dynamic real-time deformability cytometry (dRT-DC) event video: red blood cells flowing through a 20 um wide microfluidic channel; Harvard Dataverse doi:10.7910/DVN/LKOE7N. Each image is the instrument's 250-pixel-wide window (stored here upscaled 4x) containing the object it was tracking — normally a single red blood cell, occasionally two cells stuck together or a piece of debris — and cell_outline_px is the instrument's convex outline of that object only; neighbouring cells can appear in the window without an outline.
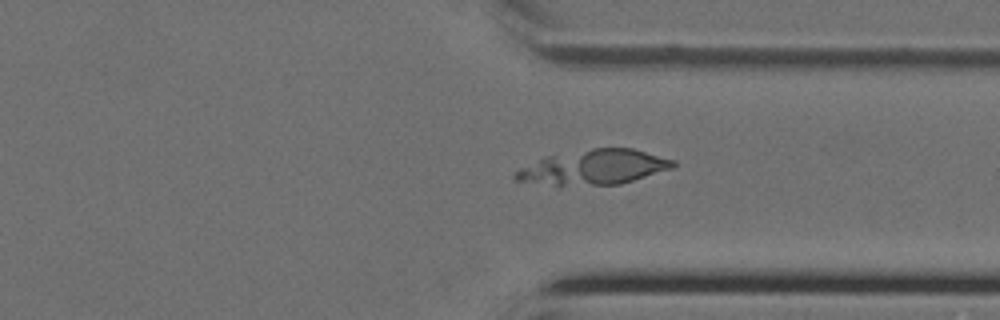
{"species": "Egyptian fruit bat (a non-hibernating species)", "species_latin": "Rousettus aegyptiacus", "temperature_condition": "cold", "stored_images_in_passage": 41, "camera_frame_rate_fps": 3000, "um_per_image_px": 0.085, "animal": {"sex": "female"}, "frame": {"image": 1, "passage_image": 30, "time_ms": 9.667, "image_size_px": [1000, 320], "cell_outline_px": [[676, 164], [672, 168], [620, 184], [556, 184], [516, 180], [512, 176], [520, 168], [544, 156], [592, 148], [632, 148], [676, 160]], "centroid_in_image_um": [50.52, 14.18], "position_along_channel_um": 360.9, "area_um2": 31.27}}
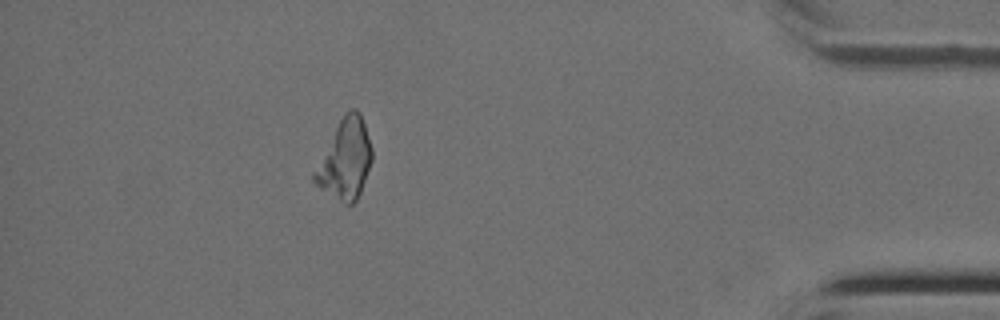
{"frame": {"image": 2, "passage_image": 36, "time_ms": 11.667, "image_size_px": [1000, 320], "cell_outline_px": [[372, 160], [360, 192], [356, 200], [352, 204], [344, 204], [316, 184], [312, 180], [312, 172], [344, 112], [348, 108], [356, 108], [360, 112], [372, 148]], "centroid_in_image_um": [29.34, 13.52], "position_along_channel_um": 405.9, "area_um2": 26.36}}